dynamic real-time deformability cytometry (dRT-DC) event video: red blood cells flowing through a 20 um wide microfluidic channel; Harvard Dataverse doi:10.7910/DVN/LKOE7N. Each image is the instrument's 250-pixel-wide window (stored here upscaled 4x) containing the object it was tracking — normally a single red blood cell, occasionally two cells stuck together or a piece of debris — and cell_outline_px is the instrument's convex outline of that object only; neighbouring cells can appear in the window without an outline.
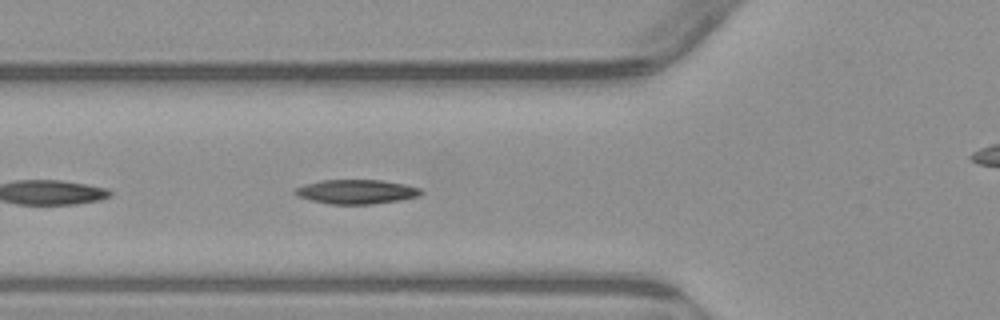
{"species": "common noctule bat (a hibernating species)", "species_latin": "Nyctalus noctula", "temperature_condition": "warm", "stored_images_in_passage": 29, "camera_frame_rate_fps": 3000, "um_per_image_px": 0.085, "animal": {"sex": "male", "body_mass_g": 23.1, "forearm_length_mm": 52.7}, "frame": {"image": 1, "passage_image": 5, "time_ms": 1.333, "image_size_px": [1000, 320], "cell_outline_px": [[424, 192], [420, 196], [400, 200], [372, 204], [328, 204], [296, 196], [292, 192], [296, 188], [304, 184], [320, 180], [380, 180], [404, 184], [420, 188]], "centroid_in_image_um": [30.28, 16.3], "position_along_channel_um": 95.5, "area_um2": 17.92}}
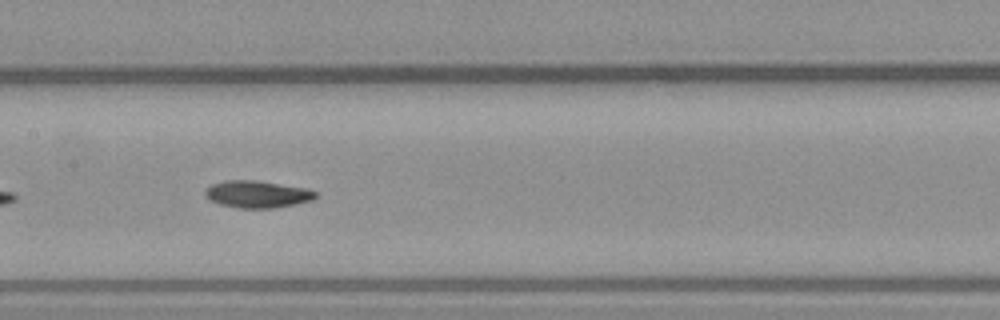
{"frame": {"image": 2, "passage_image": 12, "time_ms": 3.667, "image_size_px": [1000, 320], "cell_outline_px": [[320, 196], [312, 200], [276, 208], [236, 208], [220, 204], [212, 200], [204, 192], [212, 184], [224, 180], [252, 180], [308, 188], [316, 192]], "centroid_in_image_um": [21.92, 16.51], "position_along_channel_um": 185.5, "area_um2": 17.34}}
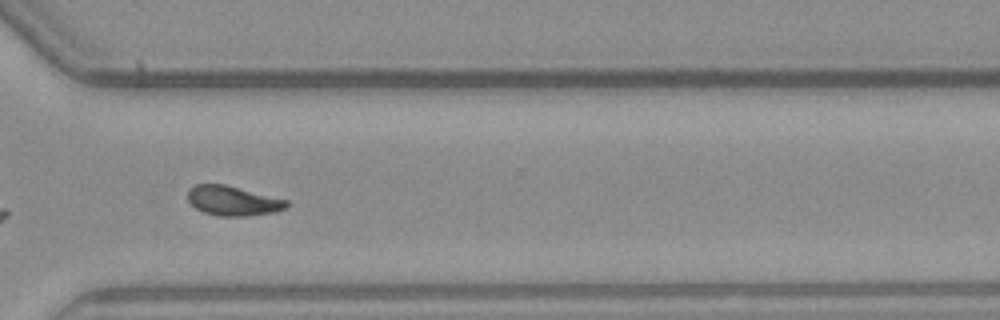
{"frame": {"image": 3, "passage_image": 25, "time_ms": 8.0, "image_size_px": [1000, 320], "cell_outline_px": [[288, 204], [284, 208], [276, 212], [248, 216], [220, 216], [204, 212], [196, 208], [188, 200], [188, 188], [196, 184], [224, 184], [288, 200]], "centroid_in_image_um": [19.79, 17.06], "position_along_channel_um": 350.8, "area_um2": 16.99}, "authors_computed_cell_mechanics": {"area_um2": 17.3978, "velocity_mm_per_s": 3.8212, "shape_relaxation_time_tau1_ms": 4.2196, "shape_relaxation_time_tau2_ms": 4.2731, "deformation_change_tau1": 0.1427, "deformation_change_tau2": 0.1005}}